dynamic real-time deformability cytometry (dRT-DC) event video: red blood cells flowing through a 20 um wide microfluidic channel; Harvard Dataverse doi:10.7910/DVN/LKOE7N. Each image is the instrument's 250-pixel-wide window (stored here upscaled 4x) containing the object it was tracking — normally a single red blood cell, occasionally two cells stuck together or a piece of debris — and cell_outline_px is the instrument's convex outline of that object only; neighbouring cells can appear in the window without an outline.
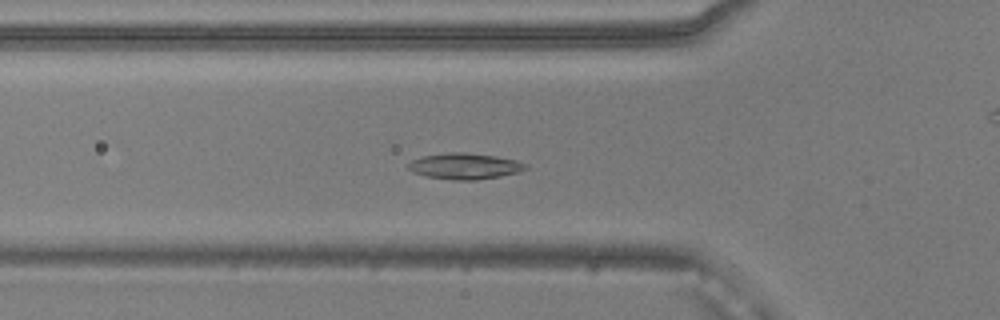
{"species": "common noctule bat (a hibernating species)", "species_latin": "Nyctalus noctula", "temperature_condition": "warm", "stored_images_in_passage": 52, "camera_frame_rate_fps": 3000, "um_per_image_px": 0.085, "animal": {"sex": "male", "body_mass_g": 20.5, "forearm_length_mm": 52.5}, "frame": {"image": 1, "passage_image": 16, "time_ms": 5.0, "image_size_px": [1000, 320], "cell_outline_px": [[528, 168], [516, 172], [500, 176], [476, 180], [452, 180], [424, 176], [412, 172], [408, 168], [408, 164], [412, 160], [424, 156], [452, 152], [464, 152], [496, 156], [516, 160], [528, 164]], "centroid_in_image_um": [39.5, 14.13], "position_along_channel_um": 86.3, "area_um2": 17.74}}
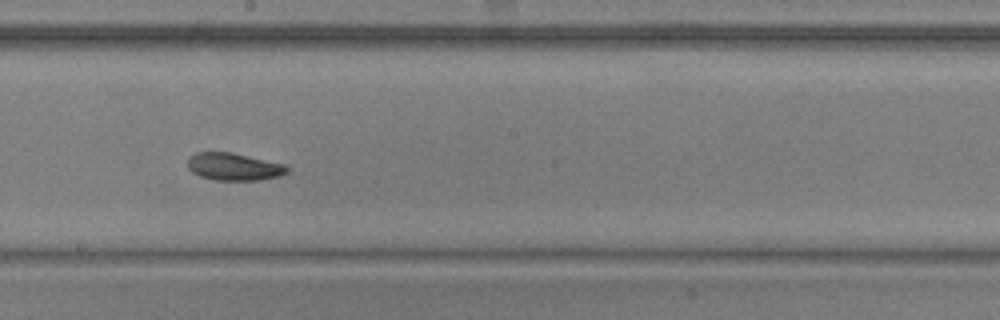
{"frame": {"image": 2, "passage_image": 27, "time_ms": 8.667, "image_size_px": [1000, 320], "cell_outline_px": [[292, 172], [280, 176], [260, 180], [212, 180], [200, 176], [192, 172], [188, 168], [188, 156], [196, 152], [232, 152], [288, 164]], "centroid_in_image_um": [19.95, 14.16], "position_along_channel_um": 228.2, "area_um2": 16.42}}
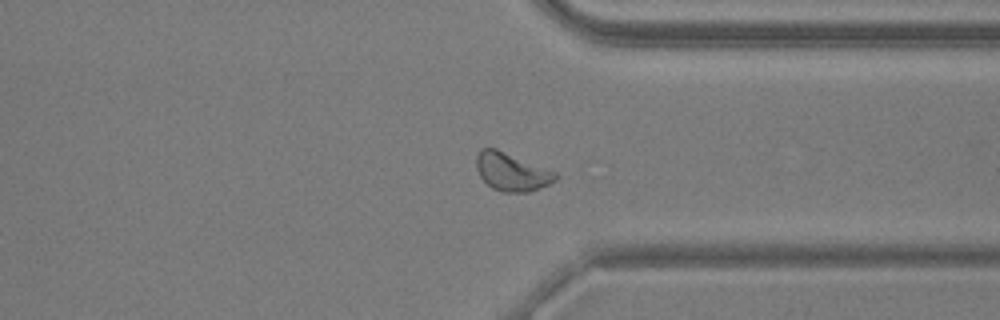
{"frame": {"image": 3, "passage_image": 38, "time_ms": 12.333, "image_size_px": [1000, 320], "cell_outline_px": [[560, 176], [556, 180], [540, 188], [528, 192], [504, 192], [492, 188], [480, 176], [476, 168], [476, 156], [484, 148], [496, 148], [556, 172]], "centroid_in_image_um": [43.51, 14.61], "position_along_channel_um": 367.9, "area_um2": 17.4}, "authors_computed_cell_mechanics": {"area_um2": 17.4556, "velocity_mm_per_s": 3.8556, "shape_relaxation_time_tau1_ms": 5.4507, "shape_relaxation_time_tau2_ms": 6.4482, "deformation_change_tau1": 0.1068, "deformation_change_tau2": 0.133}}